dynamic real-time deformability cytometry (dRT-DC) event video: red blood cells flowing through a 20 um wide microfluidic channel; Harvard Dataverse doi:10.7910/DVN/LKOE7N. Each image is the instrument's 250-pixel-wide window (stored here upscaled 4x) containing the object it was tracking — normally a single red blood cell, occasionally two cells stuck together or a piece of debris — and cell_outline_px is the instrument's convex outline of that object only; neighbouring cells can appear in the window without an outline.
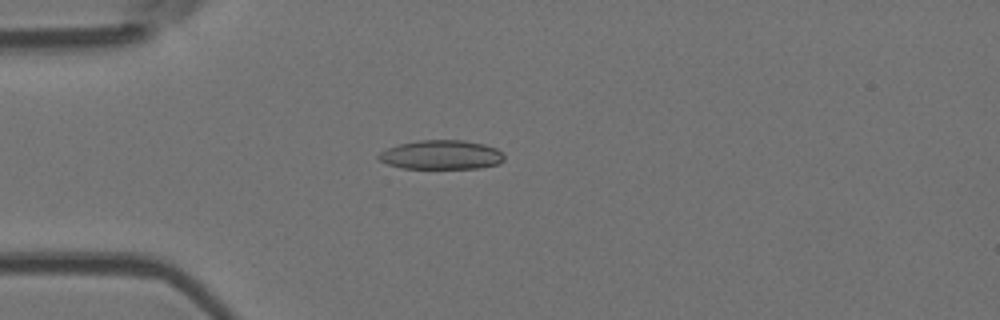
{"species": "Egyptian fruit bat (a non-hibernating species)", "species_latin": "Rousettus aegyptiacus", "temperature_condition": "room temperature", "stored_images_in_passage": 7, "camera_frame_rate_fps": 3000, "um_per_image_px": 0.085, "animal": {"sex": "female"}, "frame": {"image": 1, "passage_image": 3, "time_ms": 3.333, "image_size_px": [1000, 320], "cell_outline_px": [[504, 160], [500, 164], [480, 168], [400, 168], [388, 164], [380, 160], [376, 156], [380, 152], [388, 148], [400, 144], [420, 140], [464, 140], [484, 144], [496, 148], [504, 156]], "centroid_in_image_um": [37.53, 13.16], "position_along_channel_um": 47.5, "area_um2": 21.33}}
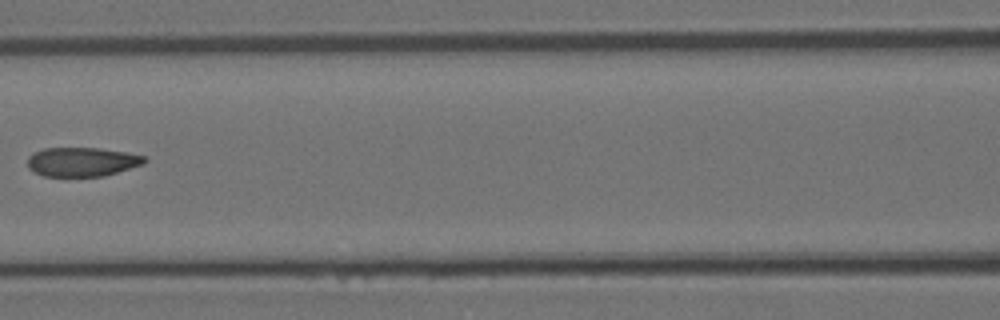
{"frame": {"image": 2, "passage_image": 6, "time_ms": 6.667, "image_size_px": [1000, 320], "cell_outline_px": [[148, 160], [144, 164], [104, 176], [44, 176], [32, 172], [28, 168], [28, 156], [32, 152], [44, 148], [100, 148], [128, 152], [144, 156]], "centroid_in_image_um": [6.96, 13.75], "position_along_channel_um": 159.6, "area_um2": 20.06}}
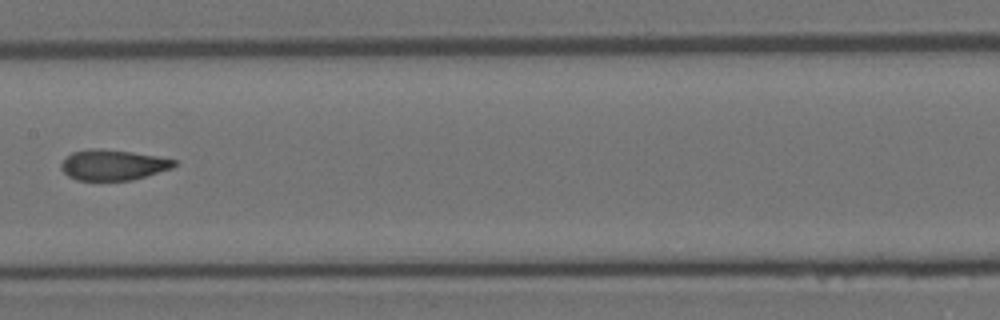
{"frame": {"image": 3, "passage_image": 7, "time_ms": 7.667, "image_size_px": [1000, 320], "cell_outline_px": [[176, 164], [172, 168], [132, 180], [76, 180], [68, 176], [60, 168], [60, 164], [72, 152], [88, 148], [100, 148], [132, 152], [156, 156], [176, 160]], "centroid_in_image_um": [9.58, 14.01], "position_along_channel_um": 197.8, "area_um2": 20.06}}